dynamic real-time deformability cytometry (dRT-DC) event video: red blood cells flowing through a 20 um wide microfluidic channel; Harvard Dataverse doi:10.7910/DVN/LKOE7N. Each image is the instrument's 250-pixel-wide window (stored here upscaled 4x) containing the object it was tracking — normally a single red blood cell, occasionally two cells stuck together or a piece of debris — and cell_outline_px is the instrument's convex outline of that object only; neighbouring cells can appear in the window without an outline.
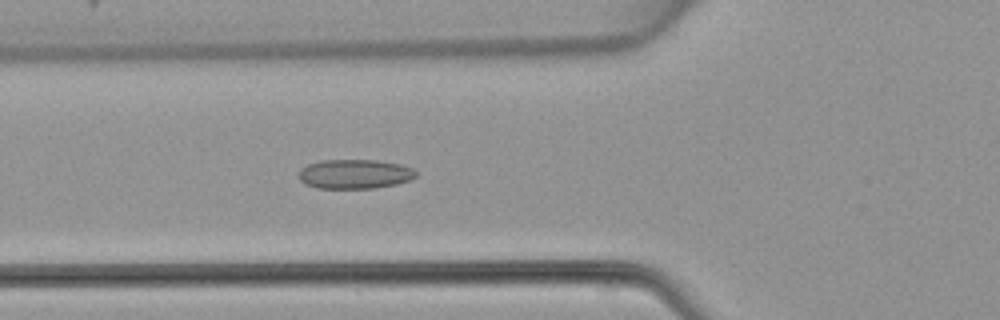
{"species": "common noctule bat (a hibernating species)", "species_latin": "Nyctalus noctula", "temperature_condition": "warm", "stored_images_in_passage": 38, "camera_frame_rate_fps": 3000, "um_per_image_px": 0.085, "animal": {"sex": "female", "body_mass_g": 22.7, "forearm_length_mm": 54.2}, "frame": {"image": 1, "passage_image": 12, "time_ms": 3.667, "image_size_px": [1000, 320], "cell_outline_px": [[416, 176], [408, 180], [396, 184], [376, 188], [316, 188], [304, 184], [300, 180], [300, 168], [308, 164], [320, 160], [376, 160], [400, 164], [412, 168], [416, 172]], "centroid_in_image_um": [30.13, 14.79], "position_along_channel_um": 95.7, "area_um2": 20.06}}
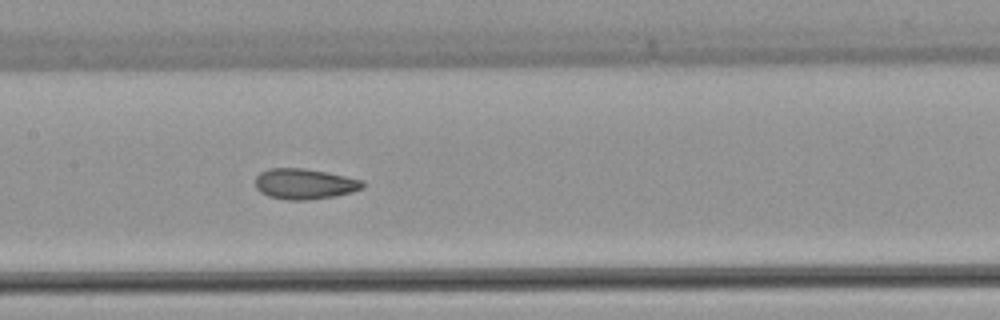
{"frame": {"image": 2, "passage_image": 18, "time_ms": 5.667, "image_size_px": [1000, 320], "cell_outline_px": [[364, 188], [352, 192], [336, 196], [308, 200], [288, 200], [268, 196], [260, 192], [256, 188], [256, 176], [260, 172], [268, 168], [304, 168], [364, 180]], "centroid_in_image_um": [25.88, 15.64], "position_along_channel_um": 181.5, "area_um2": 19.19}}
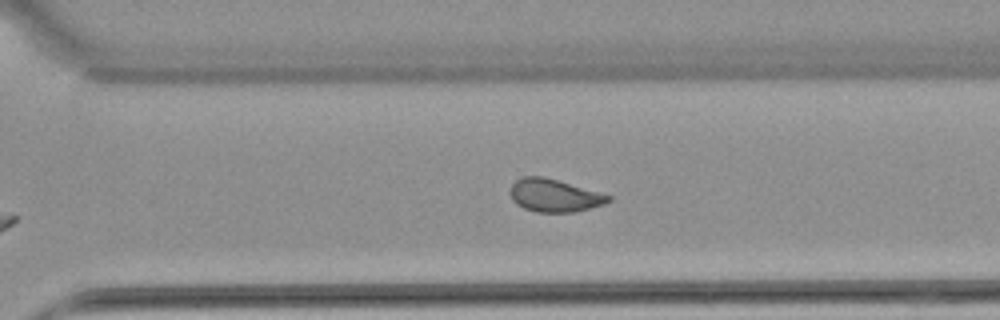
{"frame": {"image": 3, "passage_image": 28, "time_ms": 9.0, "image_size_px": [1000, 320], "cell_outline_px": [[612, 200], [604, 204], [572, 212], [536, 212], [524, 208], [516, 204], [512, 200], [508, 192], [512, 184], [516, 180], [524, 176], [544, 176], [600, 192], [612, 196]], "centroid_in_image_um": [47.09, 16.61], "position_along_channel_um": 323.5, "area_um2": 18.84}}